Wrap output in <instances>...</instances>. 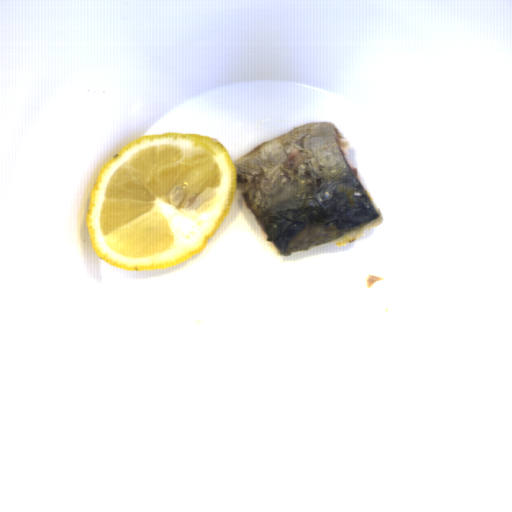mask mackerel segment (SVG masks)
I'll use <instances>...</instances> for the list:
<instances>
[{"label":"mackerel segment","instance_id":"14911b7f","mask_svg":"<svg viewBox=\"0 0 512 512\" xmlns=\"http://www.w3.org/2000/svg\"><path fill=\"white\" fill-rule=\"evenodd\" d=\"M350 141L332 122L296 125L234 160L246 210L278 255L347 246L384 218L347 160Z\"/></svg>","mask_w":512,"mask_h":512}]
</instances>
